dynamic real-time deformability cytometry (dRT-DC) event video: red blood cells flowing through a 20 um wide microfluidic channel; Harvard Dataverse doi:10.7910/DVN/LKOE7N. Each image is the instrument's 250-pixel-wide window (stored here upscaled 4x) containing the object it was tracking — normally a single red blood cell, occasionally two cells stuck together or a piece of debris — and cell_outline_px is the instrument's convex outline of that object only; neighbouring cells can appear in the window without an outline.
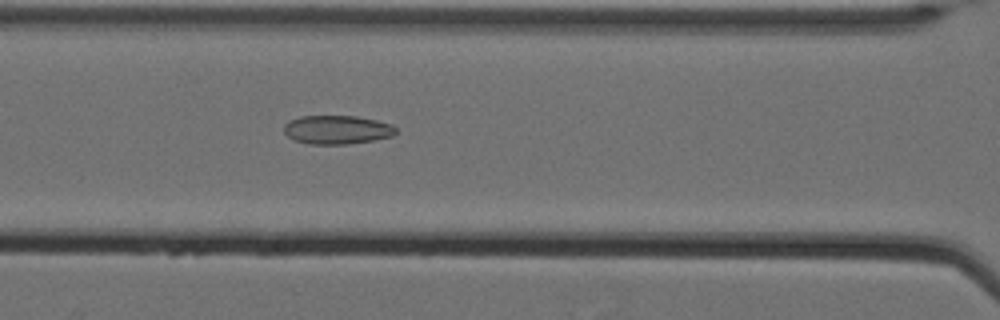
{"species": "Egyptian fruit bat (a non-hibernating species)", "species_latin": "Rousettus aegyptiacus", "temperature_condition": "cold", "stored_images_in_passage": 28, "camera_frame_rate_fps": 3000, "um_per_image_px": 0.085, "animal": {"sex": "female"}, "frame": {"image": 1, "passage_image": 11, "time_ms": 3.333, "image_size_px": [1000, 320], "cell_outline_px": [[396, 132], [392, 136], [372, 140], [348, 144], [308, 144], [292, 140], [284, 132], [284, 124], [288, 120], [300, 116], [356, 116], [376, 120], [392, 124], [396, 128]], "centroid_in_image_um": [28.61, 11.02], "position_along_channel_um": 138.0, "area_um2": 18.84}}
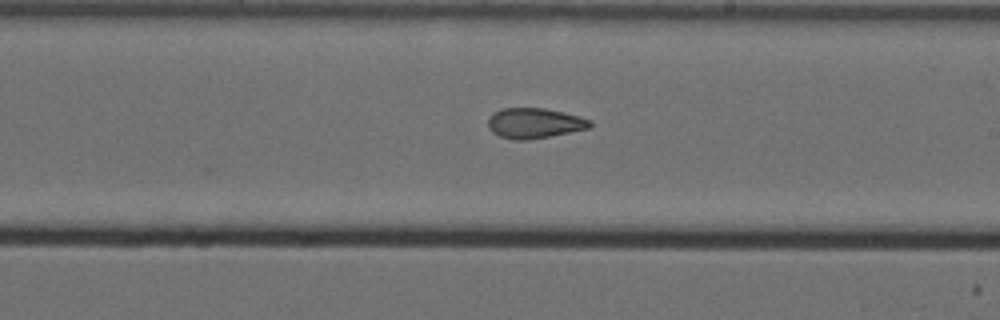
{"frame": {"image": 2, "passage_image": 20, "time_ms": 6.333, "image_size_px": [1000, 320], "cell_outline_px": [[592, 128], [528, 140], [516, 140], [500, 136], [492, 132], [488, 128], [488, 120], [500, 108], [544, 108], [580, 116], [592, 120]], "centroid_in_image_um": [45.47, 10.47], "position_along_channel_um": 243.5, "area_um2": 17.98}}
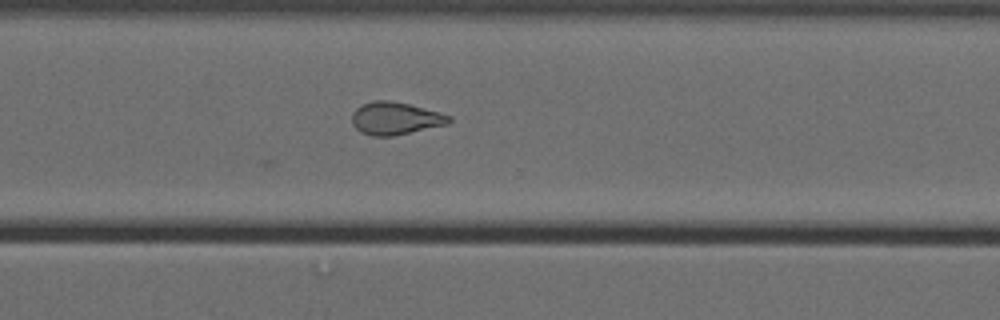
{"frame": {"image": 3, "passage_image": 28, "time_ms": 9.0, "image_size_px": [1000, 320], "cell_outline_px": [[452, 120], [448, 124], [392, 136], [372, 136], [360, 132], [352, 124], [352, 112], [356, 108], [372, 100], [388, 100], [408, 104], [440, 112], [452, 116]], "centroid_in_image_um": [33.6, 10.06], "position_along_channel_um": 337.0, "area_um2": 18.44}}